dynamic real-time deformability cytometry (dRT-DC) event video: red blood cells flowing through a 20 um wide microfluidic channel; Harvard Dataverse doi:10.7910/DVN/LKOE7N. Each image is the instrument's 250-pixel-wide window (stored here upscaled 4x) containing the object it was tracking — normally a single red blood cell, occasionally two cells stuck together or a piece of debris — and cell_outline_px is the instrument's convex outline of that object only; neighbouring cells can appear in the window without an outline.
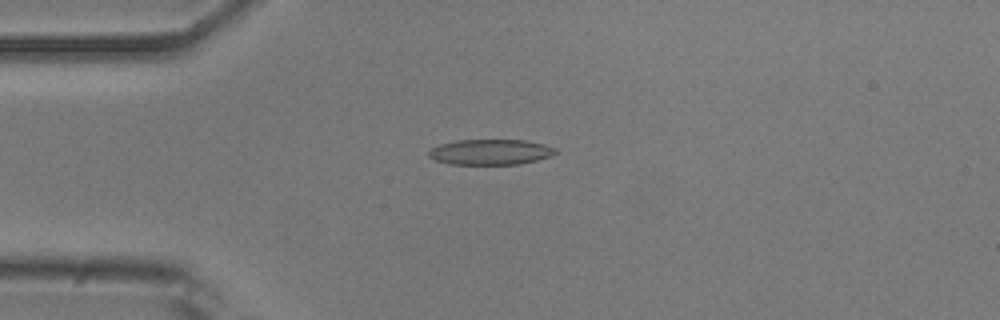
{"species": "common noctule bat (a hibernating species)", "species_latin": "Nyctalus noctula", "temperature_condition": "room temperature", "stored_images_in_passage": 44, "camera_frame_rate_fps": 3000, "um_per_image_px": 0.085, "animal": {"sex": "male", "body_mass_g": 20.5, "forearm_length_mm": 52.5}, "frame": {"image": 1, "passage_image": 5, "time_ms": 1.333, "image_size_px": [1000, 320], "cell_outline_px": [[556, 152], [548, 156], [536, 160], [520, 164], [452, 164], [436, 160], [428, 156], [428, 152], [432, 148], [440, 144], [456, 140], [524, 140], [544, 144], [556, 148]], "centroid_in_image_um": [41.67, 12.91], "position_along_channel_um": 43.3, "area_um2": 18.61}}
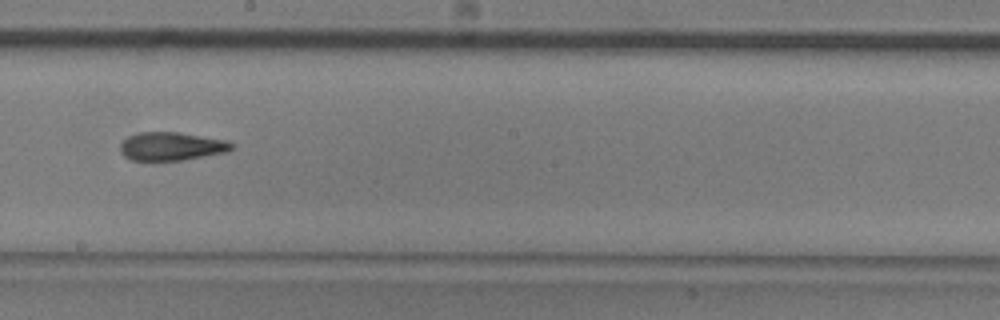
{"frame": {"image": 2, "passage_image": 21, "time_ms": 6.667, "image_size_px": [1000, 320], "cell_outline_px": [[236, 144], [228, 152], [184, 160], [132, 160], [124, 156], [120, 152], [120, 144], [128, 136], [136, 132], [180, 132], [228, 140]], "centroid_in_image_um": [14.61, 12.43], "position_along_channel_um": 233.6, "area_um2": 18.67}}
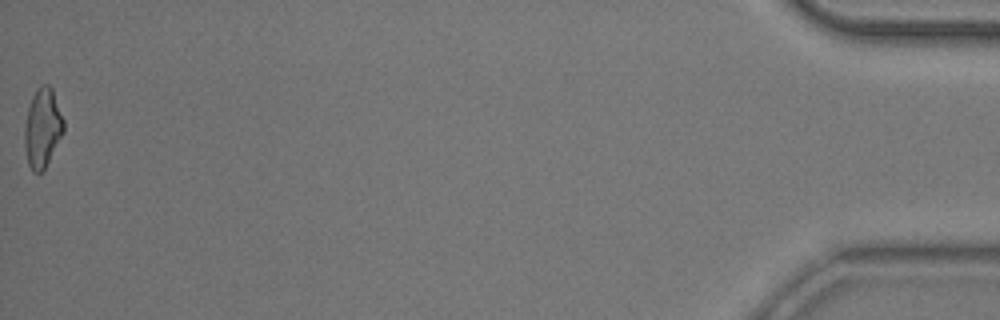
{"frame": {"image": 3, "passage_image": 44, "time_ms": 14.333, "image_size_px": [1000, 320], "cell_outline_px": [[64, 132], [44, 168], [40, 172], [32, 172], [28, 164], [24, 148], [24, 128], [28, 108], [32, 96], [40, 84], [48, 84], [52, 88], [64, 120]], "centroid_in_image_um": [3.6, 10.86], "position_along_channel_um": 431.6, "area_um2": 17.98}, "authors_computed_cell_mechanics": {"area_um2": 18.6116, "velocity_mm_per_s": 3.9004, "shape_relaxation_time_tau1_ms": 9.0484, "shape_relaxation_time_tau2_ms": 2.6521, "deformation_change_tau1": 0.2339, "deformation_change_tau2": 0.1165}}